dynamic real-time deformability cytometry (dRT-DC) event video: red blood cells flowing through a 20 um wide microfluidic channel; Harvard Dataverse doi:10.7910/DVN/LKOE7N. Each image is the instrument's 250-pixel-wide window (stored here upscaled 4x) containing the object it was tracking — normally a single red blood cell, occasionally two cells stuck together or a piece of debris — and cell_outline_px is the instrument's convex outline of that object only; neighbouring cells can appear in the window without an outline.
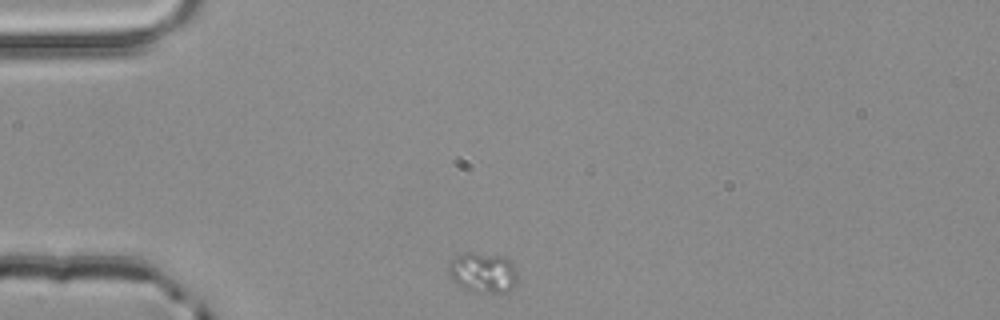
{"species": "common noctule bat (a hibernating species)", "species_latin": "Nyctalus noctula", "temperature_condition": "room temperature", "stored_images_in_passage": 2, "camera_frame_rate_fps": 3000, "um_per_image_px": 0.085, "animal": {"sex": "male", "body_mass_g": 20.4}, "frame": {"image": 1, "passage_image": 1, "time_ms": 0.0, "image_size_px": [1000, 320], "cell_outline_px": [[516, 284], [508, 292], [472, 292], [456, 284], [448, 276], [448, 260], [464, 252], [472, 252], [508, 256], [512, 260], [516, 268]], "centroid_in_image_um": [41.04, 23.14], "position_along_channel_um": 44.0, "area_um2": 16.76}}